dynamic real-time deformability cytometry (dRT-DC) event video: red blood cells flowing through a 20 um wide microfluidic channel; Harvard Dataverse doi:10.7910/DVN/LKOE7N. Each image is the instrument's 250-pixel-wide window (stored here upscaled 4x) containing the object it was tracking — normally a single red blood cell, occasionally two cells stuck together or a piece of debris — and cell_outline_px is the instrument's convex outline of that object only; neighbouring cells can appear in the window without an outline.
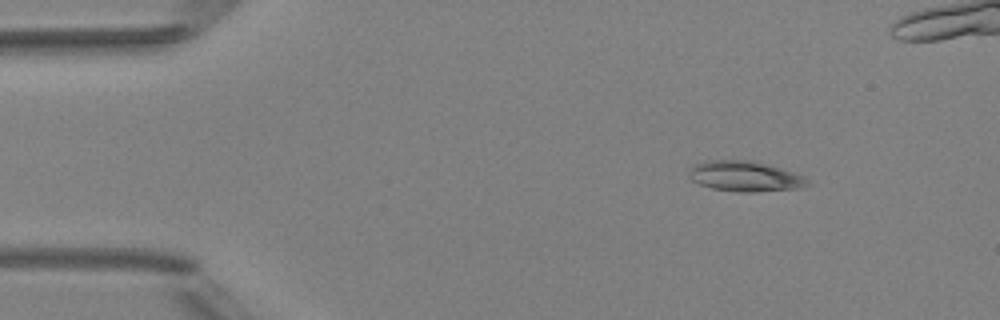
{"species": "Egyptian fruit bat (a non-hibernating species)", "species_latin": "Rousettus aegyptiacus", "temperature_condition": "room temperature", "stored_images_in_passage": 4, "camera_frame_rate_fps": 3000, "um_per_image_px": 0.085, "animal": {"sex": "female"}, "frame": {"image": 1, "passage_image": 1, "time_ms": 0.0, "image_size_px": [1000, 320], "cell_outline_px": [[808, 184], [800, 188], [756, 192], [736, 192], [712, 188], [700, 184], [692, 180], [688, 176], [688, 172], [696, 164], [712, 160], [744, 160], [764, 164], [804, 176], [808, 180]], "centroid_in_image_um": [63.29, 15.01], "position_along_channel_um": 21.7, "area_um2": 20.52}}